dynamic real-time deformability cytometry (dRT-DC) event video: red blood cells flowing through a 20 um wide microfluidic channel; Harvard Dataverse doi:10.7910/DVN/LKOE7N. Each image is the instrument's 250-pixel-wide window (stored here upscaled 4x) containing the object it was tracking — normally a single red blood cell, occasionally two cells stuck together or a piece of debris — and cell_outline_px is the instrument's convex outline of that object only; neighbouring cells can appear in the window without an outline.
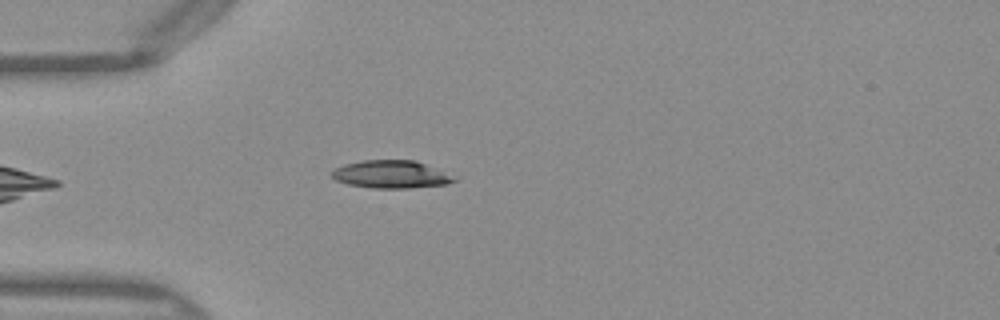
{"species": "Egyptian fruit bat (a non-hibernating species)", "species_latin": "Rousettus aegyptiacus", "temperature_condition": "warm", "stored_images_in_passage": 38, "camera_frame_rate_fps": 3000, "um_per_image_px": 0.085, "frame": {"image": 1, "passage_image": 2, "time_ms": 0.333, "image_size_px": [1000, 320], "cell_outline_px": [[456, 180], [444, 184], [408, 188], [372, 188], [348, 184], [336, 180], [332, 176], [332, 172], [336, 168], [344, 164], [364, 160], [416, 160]], "centroid_in_image_um": [33.12, 14.82], "position_along_channel_um": 51.9, "area_um2": 19.07}}
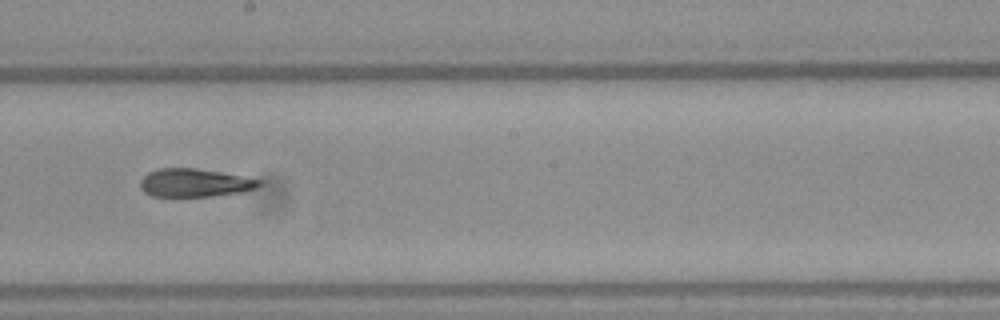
{"frame": {"image": 2, "passage_image": 16, "time_ms": 5.0, "image_size_px": [1000, 320], "cell_outline_px": [[260, 184], [256, 188], [244, 192], [212, 196], [152, 196], [144, 192], [140, 188], [140, 180], [148, 172], [160, 168], [196, 168], [220, 172], [260, 180]], "centroid_in_image_um": [16.51, 15.54], "position_along_channel_um": 231.7, "area_um2": 19.42}}
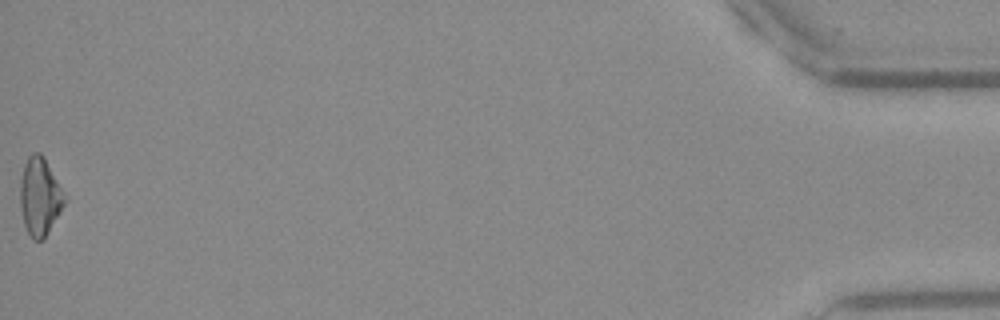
{"frame": {"image": 3, "passage_image": 38, "time_ms": 12.333, "image_size_px": [1000, 320], "cell_outline_px": [[68, 200], [44, 240], [32, 240], [24, 224], [20, 208], [20, 180], [24, 164], [28, 156], [32, 152], [40, 152], [44, 156]], "centroid_in_image_um": [3.39, 16.71], "position_along_channel_um": 431.8, "area_um2": 20.46}, "authors_computed_cell_mechanics": {"area_um2": 20.2589, "velocity_mm_per_s": 4.0704, "shape_relaxation_time_tau1_ms": 9.8166, "shape_relaxation_time_tau2_ms": 4.438, "deformation_change_tau1": 0.2453, "deformation_change_tau2": 0.1442}}